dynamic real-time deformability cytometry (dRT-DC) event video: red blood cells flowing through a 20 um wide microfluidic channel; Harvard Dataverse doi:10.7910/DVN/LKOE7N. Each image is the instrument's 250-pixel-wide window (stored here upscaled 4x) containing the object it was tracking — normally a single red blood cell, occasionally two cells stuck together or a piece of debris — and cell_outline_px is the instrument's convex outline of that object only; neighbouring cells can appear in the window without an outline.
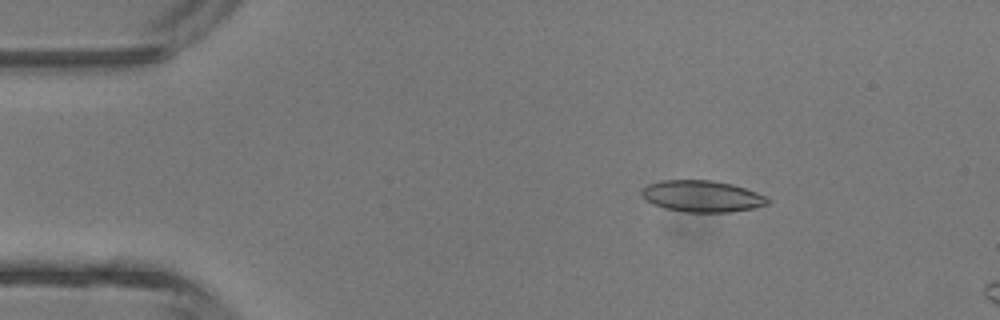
{"species": "common noctule bat (a hibernating species)", "species_latin": "Nyctalus noctula", "temperature_condition": "room temperature", "stored_images_in_passage": 3, "camera_frame_rate_fps": 3000, "um_per_image_px": 0.085, "animal": {"sex": "male", "body_mass_g": 13.3}, "frame": {"image": 1, "passage_image": 1, "time_ms": 0.0, "image_size_px": [1000, 320], "cell_outline_px": [[772, 200], [768, 204], [752, 208], [728, 212], [684, 212], [664, 208], [652, 204], [640, 192], [648, 184], [660, 180], [712, 180], [732, 184], [756, 192]], "centroid_in_image_um": [59.67, 16.68], "position_along_channel_um": 25.3, "area_um2": 23.0}}